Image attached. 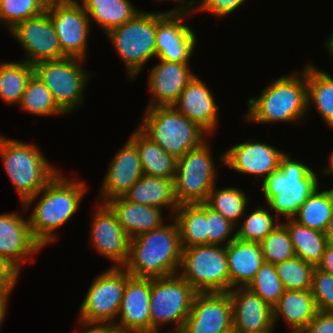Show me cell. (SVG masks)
Wrapping results in <instances>:
<instances>
[{"label":"cell","instance_id":"cell-18","mask_svg":"<svg viewBox=\"0 0 333 333\" xmlns=\"http://www.w3.org/2000/svg\"><path fill=\"white\" fill-rule=\"evenodd\" d=\"M284 154L285 152L265 142L248 140L235 144L221 153L219 162L239 173L261 177L262 182L279 169L280 159Z\"/></svg>","mask_w":333,"mask_h":333},{"label":"cell","instance_id":"cell-38","mask_svg":"<svg viewBox=\"0 0 333 333\" xmlns=\"http://www.w3.org/2000/svg\"><path fill=\"white\" fill-rule=\"evenodd\" d=\"M268 206H257L249 215L245 212L244 220L236 228V238L246 242L260 243L270 232H272L281 222L278 217H274ZM246 216V217H245Z\"/></svg>","mask_w":333,"mask_h":333},{"label":"cell","instance_id":"cell-6","mask_svg":"<svg viewBox=\"0 0 333 333\" xmlns=\"http://www.w3.org/2000/svg\"><path fill=\"white\" fill-rule=\"evenodd\" d=\"M138 128L165 152L182 157L207 140V133L173 106L146 108Z\"/></svg>","mask_w":333,"mask_h":333},{"label":"cell","instance_id":"cell-41","mask_svg":"<svg viewBox=\"0 0 333 333\" xmlns=\"http://www.w3.org/2000/svg\"><path fill=\"white\" fill-rule=\"evenodd\" d=\"M272 308L284 294V286L274 264L264 262L255 278L247 286Z\"/></svg>","mask_w":333,"mask_h":333},{"label":"cell","instance_id":"cell-22","mask_svg":"<svg viewBox=\"0 0 333 333\" xmlns=\"http://www.w3.org/2000/svg\"><path fill=\"white\" fill-rule=\"evenodd\" d=\"M216 103L210 88L195 75L172 106L209 136L213 135L219 123L220 107Z\"/></svg>","mask_w":333,"mask_h":333},{"label":"cell","instance_id":"cell-52","mask_svg":"<svg viewBox=\"0 0 333 333\" xmlns=\"http://www.w3.org/2000/svg\"><path fill=\"white\" fill-rule=\"evenodd\" d=\"M324 234L328 243L333 244V213L327 223V227L324 231Z\"/></svg>","mask_w":333,"mask_h":333},{"label":"cell","instance_id":"cell-1","mask_svg":"<svg viewBox=\"0 0 333 333\" xmlns=\"http://www.w3.org/2000/svg\"><path fill=\"white\" fill-rule=\"evenodd\" d=\"M86 185L80 179L64 177L59 171L42 190L23 203L27 211L35 206L28 216L29 226L43 248L56 240L54 232L74 216L86 194Z\"/></svg>","mask_w":333,"mask_h":333},{"label":"cell","instance_id":"cell-3","mask_svg":"<svg viewBox=\"0 0 333 333\" xmlns=\"http://www.w3.org/2000/svg\"><path fill=\"white\" fill-rule=\"evenodd\" d=\"M245 121L256 124L298 123L308 114L307 64L303 71L280 76L260 95L247 100Z\"/></svg>","mask_w":333,"mask_h":333},{"label":"cell","instance_id":"cell-12","mask_svg":"<svg viewBox=\"0 0 333 333\" xmlns=\"http://www.w3.org/2000/svg\"><path fill=\"white\" fill-rule=\"evenodd\" d=\"M131 275L123 267H109L90 284L79 307V320L87 323H115L123 292Z\"/></svg>","mask_w":333,"mask_h":333},{"label":"cell","instance_id":"cell-48","mask_svg":"<svg viewBox=\"0 0 333 333\" xmlns=\"http://www.w3.org/2000/svg\"><path fill=\"white\" fill-rule=\"evenodd\" d=\"M80 322L83 329H79L75 333H121L120 329L113 323H87Z\"/></svg>","mask_w":333,"mask_h":333},{"label":"cell","instance_id":"cell-24","mask_svg":"<svg viewBox=\"0 0 333 333\" xmlns=\"http://www.w3.org/2000/svg\"><path fill=\"white\" fill-rule=\"evenodd\" d=\"M233 307V326L242 332H258L274 327L273 308L248 287L229 291Z\"/></svg>","mask_w":333,"mask_h":333},{"label":"cell","instance_id":"cell-39","mask_svg":"<svg viewBox=\"0 0 333 333\" xmlns=\"http://www.w3.org/2000/svg\"><path fill=\"white\" fill-rule=\"evenodd\" d=\"M275 267L285 290H311L314 265L295 256L275 264Z\"/></svg>","mask_w":333,"mask_h":333},{"label":"cell","instance_id":"cell-44","mask_svg":"<svg viewBox=\"0 0 333 333\" xmlns=\"http://www.w3.org/2000/svg\"><path fill=\"white\" fill-rule=\"evenodd\" d=\"M311 293L318 311H333V275L315 267Z\"/></svg>","mask_w":333,"mask_h":333},{"label":"cell","instance_id":"cell-53","mask_svg":"<svg viewBox=\"0 0 333 333\" xmlns=\"http://www.w3.org/2000/svg\"><path fill=\"white\" fill-rule=\"evenodd\" d=\"M322 174L325 175H330L332 176L333 175V151L332 153L330 154L329 156V162H328V165L325 166L322 170Z\"/></svg>","mask_w":333,"mask_h":333},{"label":"cell","instance_id":"cell-27","mask_svg":"<svg viewBox=\"0 0 333 333\" xmlns=\"http://www.w3.org/2000/svg\"><path fill=\"white\" fill-rule=\"evenodd\" d=\"M317 312L316 302L310 290H285L273 307L274 326L283 318L291 330H304Z\"/></svg>","mask_w":333,"mask_h":333},{"label":"cell","instance_id":"cell-35","mask_svg":"<svg viewBox=\"0 0 333 333\" xmlns=\"http://www.w3.org/2000/svg\"><path fill=\"white\" fill-rule=\"evenodd\" d=\"M34 74L32 64L23 61L0 62V98L7 105L19 103Z\"/></svg>","mask_w":333,"mask_h":333},{"label":"cell","instance_id":"cell-45","mask_svg":"<svg viewBox=\"0 0 333 333\" xmlns=\"http://www.w3.org/2000/svg\"><path fill=\"white\" fill-rule=\"evenodd\" d=\"M246 0H202L198 4L197 11L212 14L215 17L223 18L233 13Z\"/></svg>","mask_w":333,"mask_h":333},{"label":"cell","instance_id":"cell-9","mask_svg":"<svg viewBox=\"0 0 333 333\" xmlns=\"http://www.w3.org/2000/svg\"><path fill=\"white\" fill-rule=\"evenodd\" d=\"M179 270L178 274L198 293L230 291L226 246L183 248Z\"/></svg>","mask_w":333,"mask_h":333},{"label":"cell","instance_id":"cell-50","mask_svg":"<svg viewBox=\"0 0 333 333\" xmlns=\"http://www.w3.org/2000/svg\"><path fill=\"white\" fill-rule=\"evenodd\" d=\"M158 1H164V0H156ZM168 1V0H167ZM174 1L175 3H180L178 7H175V9H171L166 11V13H187L191 15V12L197 11L198 3H196L197 0H170ZM197 4V5H196ZM195 8V9H194Z\"/></svg>","mask_w":333,"mask_h":333},{"label":"cell","instance_id":"cell-51","mask_svg":"<svg viewBox=\"0 0 333 333\" xmlns=\"http://www.w3.org/2000/svg\"><path fill=\"white\" fill-rule=\"evenodd\" d=\"M10 293H0V329L5 320V316L7 314V303L10 298Z\"/></svg>","mask_w":333,"mask_h":333},{"label":"cell","instance_id":"cell-34","mask_svg":"<svg viewBox=\"0 0 333 333\" xmlns=\"http://www.w3.org/2000/svg\"><path fill=\"white\" fill-rule=\"evenodd\" d=\"M320 189L319 185L292 219L302 226L324 233L333 213V188Z\"/></svg>","mask_w":333,"mask_h":333},{"label":"cell","instance_id":"cell-49","mask_svg":"<svg viewBox=\"0 0 333 333\" xmlns=\"http://www.w3.org/2000/svg\"><path fill=\"white\" fill-rule=\"evenodd\" d=\"M317 268L333 275V244L328 243Z\"/></svg>","mask_w":333,"mask_h":333},{"label":"cell","instance_id":"cell-19","mask_svg":"<svg viewBox=\"0 0 333 333\" xmlns=\"http://www.w3.org/2000/svg\"><path fill=\"white\" fill-rule=\"evenodd\" d=\"M151 278L130 277L115 325L121 333H151Z\"/></svg>","mask_w":333,"mask_h":333},{"label":"cell","instance_id":"cell-33","mask_svg":"<svg viewBox=\"0 0 333 333\" xmlns=\"http://www.w3.org/2000/svg\"><path fill=\"white\" fill-rule=\"evenodd\" d=\"M286 220L287 222L281 221V223L286 227L289 233L295 255L303 261L317 267L322 260L325 248L328 244L325 234L302 226L293 219Z\"/></svg>","mask_w":333,"mask_h":333},{"label":"cell","instance_id":"cell-8","mask_svg":"<svg viewBox=\"0 0 333 333\" xmlns=\"http://www.w3.org/2000/svg\"><path fill=\"white\" fill-rule=\"evenodd\" d=\"M197 293L179 274L151 278V333H161L168 323H175L170 333H180Z\"/></svg>","mask_w":333,"mask_h":333},{"label":"cell","instance_id":"cell-23","mask_svg":"<svg viewBox=\"0 0 333 333\" xmlns=\"http://www.w3.org/2000/svg\"><path fill=\"white\" fill-rule=\"evenodd\" d=\"M148 74V89L152 97L148 107L172 106L186 85L196 75L189 63L158 60Z\"/></svg>","mask_w":333,"mask_h":333},{"label":"cell","instance_id":"cell-10","mask_svg":"<svg viewBox=\"0 0 333 333\" xmlns=\"http://www.w3.org/2000/svg\"><path fill=\"white\" fill-rule=\"evenodd\" d=\"M84 59L65 57L45 60L33 65L34 74L51 91L57 106L65 113L76 110L84 100V90L90 74L83 69Z\"/></svg>","mask_w":333,"mask_h":333},{"label":"cell","instance_id":"cell-32","mask_svg":"<svg viewBox=\"0 0 333 333\" xmlns=\"http://www.w3.org/2000/svg\"><path fill=\"white\" fill-rule=\"evenodd\" d=\"M308 111L314 105L319 116L333 129V77L312 63H307Z\"/></svg>","mask_w":333,"mask_h":333},{"label":"cell","instance_id":"cell-36","mask_svg":"<svg viewBox=\"0 0 333 333\" xmlns=\"http://www.w3.org/2000/svg\"><path fill=\"white\" fill-rule=\"evenodd\" d=\"M246 194L238 187L217 189L215 185L209 192L205 204L237 227L239 219H242L247 211L250 198L248 199Z\"/></svg>","mask_w":333,"mask_h":333},{"label":"cell","instance_id":"cell-2","mask_svg":"<svg viewBox=\"0 0 333 333\" xmlns=\"http://www.w3.org/2000/svg\"><path fill=\"white\" fill-rule=\"evenodd\" d=\"M130 239L123 268L137 278H160L178 274L182 245L176 220Z\"/></svg>","mask_w":333,"mask_h":333},{"label":"cell","instance_id":"cell-25","mask_svg":"<svg viewBox=\"0 0 333 333\" xmlns=\"http://www.w3.org/2000/svg\"><path fill=\"white\" fill-rule=\"evenodd\" d=\"M105 203L112 209L130 239L165 224L161 208L134 203L123 196L112 198Z\"/></svg>","mask_w":333,"mask_h":333},{"label":"cell","instance_id":"cell-37","mask_svg":"<svg viewBox=\"0 0 333 333\" xmlns=\"http://www.w3.org/2000/svg\"><path fill=\"white\" fill-rule=\"evenodd\" d=\"M20 108L37 116H57L65 113L57 106L51 91L33 74L19 102Z\"/></svg>","mask_w":333,"mask_h":333},{"label":"cell","instance_id":"cell-28","mask_svg":"<svg viewBox=\"0 0 333 333\" xmlns=\"http://www.w3.org/2000/svg\"><path fill=\"white\" fill-rule=\"evenodd\" d=\"M123 197L131 202L166 209L174 216L179 207L174 194V180L143 175Z\"/></svg>","mask_w":333,"mask_h":333},{"label":"cell","instance_id":"cell-54","mask_svg":"<svg viewBox=\"0 0 333 333\" xmlns=\"http://www.w3.org/2000/svg\"><path fill=\"white\" fill-rule=\"evenodd\" d=\"M326 50L330 53L331 58L333 59V32H331L327 42L325 43Z\"/></svg>","mask_w":333,"mask_h":333},{"label":"cell","instance_id":"cell-43","mask_svg":"<svg viewBox=\"0 0 333 333\" xmlns=\"http://www.w3.org/2000/svg\"><path fill=\"white\" fill-rule=\"evenodd\" d=\"M235 228L229 220L207 206L208 244L226 246L236 238Z\"/></svg>","mask_w":333,"mask_h":333},{"label":"cell","instance_id":"cell-55","mask_svg":"<svg viewBox=\"0 0 333 333\" xmlns=\"http://www.w3.org/2000/svg\"><path fill=\"white\" fill-rule=\"evenodd\" d=\"M221 333H239V330L232 326L226 330H223Z\"/></svg>","mask_w":333,"mask_h":333},{"label":"cell","instance_id":"cell-56","mask_svg":"<svg viewBox=\"0 0 333 333\" xmlns=\"http://www.w3.org/2000/svg\"><path fill=\"white\" fill-rule=\"evenodd\" d=\"M274 328H275V326H274L273 328H271V329H269V330H265V331H258V332H251V331H248V332H242V331H239V333H273Z\"/></svg>","mask_w":333,"mask_h":333},{"label":"cell","instance_id":"cell-30","mask_svg":"<svg viewBox=\"0 0 333 333\" xmlns=\"http://www.w3.org/2000/svg\"><path fill=\"white\" fill-rule=\"evenodd\" d=\"M88 15L106 35L112 29L133 19L139 12L130 0H80ZM96 22V23H95Z\"/></svg>","mask_w":333,"mask_h":333},{"label":"cell","instance_id":"cell-42","mask_svg":"<svg viewBox=\"0 0 333 333\" xmlns=\"http://www.w3.org/2000/svg\"><path fill=\"white\" fill-rule=\"evenodd\" d=\"M259 244L266 263L275 265L296 256L289 233L282 223L277 225Z\"/></svg>","mask_w":333,"mask_h":333},{"label":"cell","instance_id":"cell-15","mask_svg":"<svg viewBox=\"0 0 333 333\" xmlns=\"http://www.w3.org/2000/svg\"><path fill=\"white\" fill-rule=\"evenodd\" d=\"M10 34L23 47L26 53L23 61L29 64L67 57L62 52L54 25L46 11L18 23Z\"/></svg>","mask_w":333,"mask_h":333},{"label":"cell","instance_id":"cell-31","mask_svg":"<svg viewBox=\"0 0 333 333\" xmlns=\"http://www.w3.org/2000/svg\"><path fill=\"white\" fill-rule=\"evenodd\" d=\"M173 218L179 227L182 248L208 245L205 203L179 205Z\"/></svg>","mask_w":333,"mask_h":333},{"label":"cell","instance_id":"cell-7","mask_svg":"<svg viewBox=\"0 0 333 333\" xmlns=\"http://www.w3.org/2000/svg\"><path fill=\"white\" fill-rule=\"evenodd\" d=\"M106 35L132 80L144 69L146 62L156 57V12L140 11Z\"/></svg>","mask_w":333,"mask_h":333},{"label":"cell","instance_id":"cell-46","mask_svg":"<svg viewBox=\"0 0 333 333\" xmlns=\"http://www.w3.org/2000/svg\"><path fill=\"white\" fill-rule=\"evenodd\" d=\"M20 273L7 259L0 257V293H11Z\"/></svg>","mask_w":333,"mask_h":333},{"label":"cell","instance_id":"cell-20","mask_svg":"<svg viewBox=\"0 0 333 333\" xmlns=\"http://www.w3.org/2000/svg\"><path fill=\"white\" fill-rule=\"evenodd\" d=\"M41 248L32 236L28 218L17 212L0 214V257L21 272L23 262L30 261Z\"/></svg>","mask_w":333,"mask_h":333},{"label":"cell","instance_id":"cell-11","mask_svg":"<svg viewBox=\"0 0 333 333\" xmlns=\"http://www.w3.org/2000/svg\"><path fill=\"white\" fill-rule=\"evenodd\" d=\"M208 139L178 158L174 194L179 205L205 203L216 185L217 167Z\"/></svg>","mask_w":333,"mask_h":333},{"label":"cell","instance_id":"cell-47","mask_svg":"<svg viewBox=\"0 0 333 333\" xmlns=\"http://www.w3.org/2000/svg\"><path fill=\"white\" fill-rule=\"evenodd\" d=\"M304 331L306 333H333V311H318Z\"/></svg>","mask_w":333,"mask_h":333},{"label":"cell","instance_id":"cell-14","mask_svg":"<svg viewBox=\"0 0 333 333\" xmlns=\"http://www.w3.org/2000/svg\"><path fill=\"white\" fill-rule=\"evenodd\" d=\"M190 14L156 12V59L189 63L197 43L194 31L183 24Z\"/></svg>","mask_w":333,"mask_h":333},{"label":"cell","instance_id":"cell-26","mask_svg":"<svg viewBox=\"0 0 333 333\" xmlns=\"http://www.w3.org/2000/svg\"><path fill=\"white\" fill-rule=\"evenodd\" d=\"M226 255L230 290L234 287H247L265 262L259 243L241 241L237 238L226 245Z\"/></svg>","mask_w":333,"mask_h":333},{"label":"cell","instance_id":"cell-4","mask_svg":"<svg viewBox=\"0 0 333 333\" xmlns=\"http://www.w3.org/2000/svg\"><path fill=\"white\" fill-rule=\"evenodd\" d=\"M319 183L309 165L294 160L287 152L280 159L279 169L262 181L261 189L266 206L279 220L280 216L292 219Z\"/></svg>","mask_w":333,"mask_h":333},{"label":"cell","instance_id":"cell-57","mask_svg":"<svg viewBox=\"0 0 333 333\" xmlns=\"http://www.w3.org/2000/svg\"><path fill=\"white\" fill-rule=\"evenodd\" d=\"M289 333H306L304 330H291Z\"/></svg>","mask_w":333,"mask_h":333},{"label":"cell","instance_id":"cell-5","mask_svg":"<svg viewBox=\"0 0 333 333\" xmlns=\"http://www.w3.org/2000/svg\"><path fill=\"white\" fill-rule=\"evenodd\" d=\"M38 146L0 134V155L7 176L23 204L42 190L60 171Z\"/></svg>","mask_w":333,"mask_h":333},{"label":"cell","instance_id":"cell-40","mask_svg":"<svg viewBox=\"0 0 333 333\" xmlns=\"http://www.w3.org/2000/svg\"><path fill=\"white\" fill-rule=\"evenodd\" d=\"M48 2L49 0H0V24L10 31L18 23L44 13Z\"/></svg>","mask_w":333,"mask_h":333},{"label":"cell","instance_id":"cell-17","mask_svg":"<svg viewBox=\"0 0 333 333\" xmlns=\"http://www.w3.org/2000/svg\"><path fill=\"white\" fill-rule=\"evenodd\" d=\"M232 326L229 292L197 293L180 333H221Z\"/></svg>","mask_w":333,"mask_h":333},{"label":"cell","instance_id":"cell-21","mask_svg":"<svg viewBox=\"0 0 333 333\" xmlns=\"http://www.w3.org/2000/svg\"><path fill=\"white\" fill-rule=\"evenodd\" d=\"M143 175L137 147L128 139L109 163L98 200L105 203L123 196Z\"/></svg>","mask_w":333,"mask_h":333},{"label":"cell","instance_id":"cell-13","mask_svg":"<svg viewBox=\"0 0 333 333\" xmlns=\"http://www.w3.org/2000/svg\"><path fill=\"white\" fill-rule=\"evenodd\" d=\"M79 0H51L46 12L54 25L62 52L67 57L87 58L90 20Z\"/></svg>","mask_w":333,"mask_h":333},{"label":"cell","instance_id":"cell-16","mask_svg":"<svg viewBox=\"0 0 333 333\" xmlns=\"http://www.w3.org/2000/svg\"><path fill=\"white\" fill-rule=\"evenodd\" d=\"M97 203L90 227L91 246L99 255L112 261L111 267H123L129 255L130 238L112 209L106 203Z\"/></svg>","mask_w":333,"mask_h":333},{"label":"cell","instance_id":"cell-29","mask_svg":"<svg viewBox=\"0 0 333 333\" xmlns=\"http://www.w3.org/2000/svg\"><path fill=\"white\" fill-rule=\"evenodd\" d=\"M129 140L137 147L145 175L174 180L178 161L176 157L165 152L138 127L131 134Z\"/></svg>","mask_w":333,"mask_h":333}]
</instances>
